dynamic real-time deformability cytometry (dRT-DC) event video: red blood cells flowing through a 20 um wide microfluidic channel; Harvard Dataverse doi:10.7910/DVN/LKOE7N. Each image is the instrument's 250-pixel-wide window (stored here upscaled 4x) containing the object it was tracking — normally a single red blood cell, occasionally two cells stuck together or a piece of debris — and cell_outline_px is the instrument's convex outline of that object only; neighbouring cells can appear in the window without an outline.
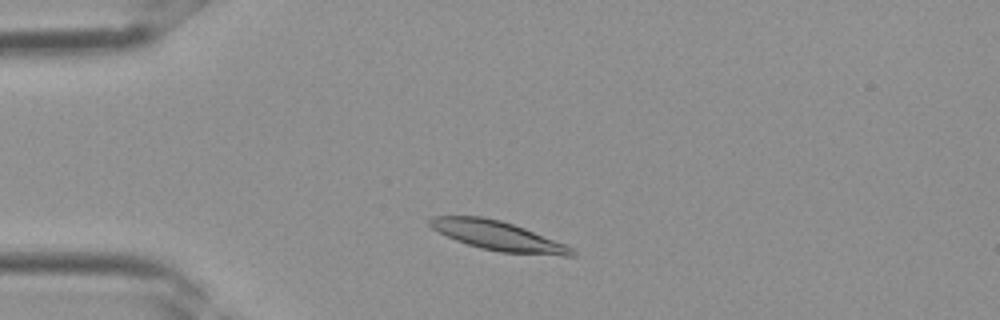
{"species": "Egyptian fruit bat (a non-hibernating species)", "species_latin": "Rousettus aegyptiacus", "temperature_condition": "room temperature", "stored_images_in_passage": 1, "camera_frame_rate_fps": 3000, "um_per_image_px": 0.085, "frame": {"image": 1, "passage_image": 1, "time_ms": 0.0, "image_size_px": [1000, 320], "cell_outline_px": [[576, 256], [564, 256], [500, 252], [480, 248], [456, 240], [432, 228], [428, 224], [428, 220], [432, 216], [484, 216], [500, 220], [524, 228], [564, 244], [572, 248], [576, 252]], "centroid_in_image_um": [42.32, 20.04], "position_along_channel_um": 42.7, "area_um2": 24.04}}